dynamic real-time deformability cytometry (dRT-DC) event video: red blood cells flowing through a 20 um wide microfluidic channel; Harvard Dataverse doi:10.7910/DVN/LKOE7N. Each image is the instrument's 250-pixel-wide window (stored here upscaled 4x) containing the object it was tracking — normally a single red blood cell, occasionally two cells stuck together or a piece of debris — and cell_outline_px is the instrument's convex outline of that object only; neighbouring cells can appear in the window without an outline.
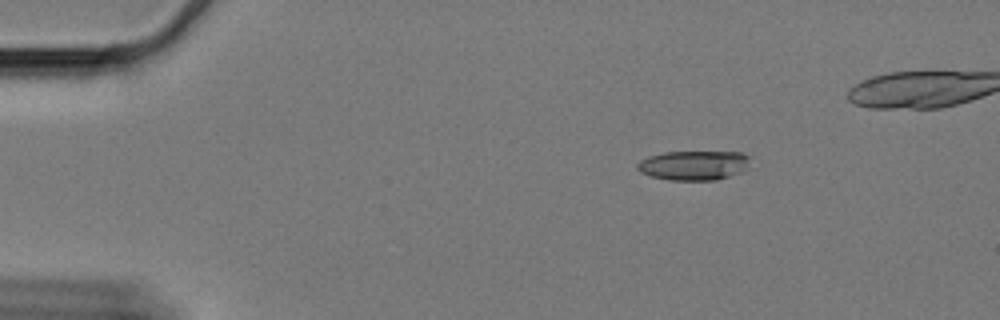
{"species": "Egyptian fruit bat (a non-hibernating species)", "species_latin": "Rousettus aegyptiacus", "temperature_condition": "cold", "stored_images_in_passage": 47, "camera_frame_rate_fps": 3000, "um_per_image_px": 0.085, "animal": {"sex": "female"}, "frame": {"image": 1, "passage_image": 1, "time_ms": 0.0, "image_size_px": [1000, 320], "cell_outline_px": [[748, 168], [740, 172], [716, 180], [668, 180], [652, 176], [640, 172], [636, 168], [636, 164], [640, 160], [648, 156], [664, 152], [744, 152], [748, 156]], "centroid_in_image_um": [58.94, 14.05], "position_along_channel_um": 26.1, "area_um2": 19.42}}
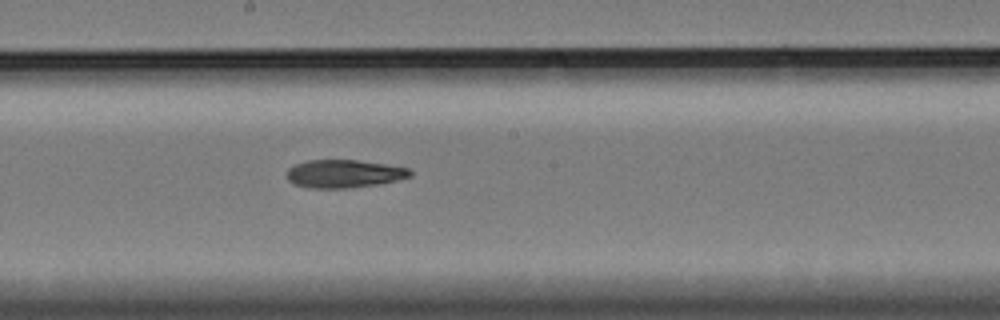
{"frame": {"image": 2, "passage_image": 25, "time_ms": 8.0, "image_size_px": [1000, 320], "cell_outline_px": [[412, 176], [380, 184], [344, 188], [308, 188], [292, 184], [288, 180], [288, 168], [296, 164], [308, 160], [356, 160], [384, 164], [408, 168], [412, 172]], "centroid_in_image_um": [29.22, 14.77], "position_along_channel_um": 219.0, "area_um2": 20.06}}
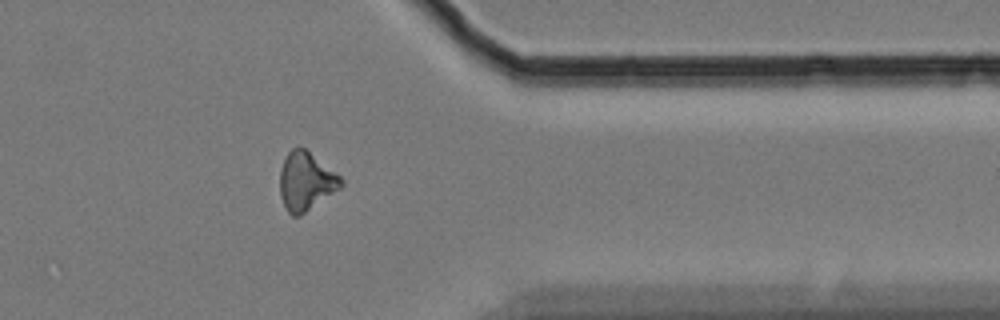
{"frame": {"image": 3, "passage_image": 41, "time_ms": 13.333, "image_size_px": [1000, 320], "cell_outline_px": [[344, 184], [340, 188], [300, 216], [292, 216], [288, 212], [280, 196], [280, 168], [284, 156], [292, 148], [304, 148], [340, 176], [344, 180]], "centroid_in_image_um": [25.98, 15.42], "position_along_channel_um": 385.4, "area_um2": 20.63}}